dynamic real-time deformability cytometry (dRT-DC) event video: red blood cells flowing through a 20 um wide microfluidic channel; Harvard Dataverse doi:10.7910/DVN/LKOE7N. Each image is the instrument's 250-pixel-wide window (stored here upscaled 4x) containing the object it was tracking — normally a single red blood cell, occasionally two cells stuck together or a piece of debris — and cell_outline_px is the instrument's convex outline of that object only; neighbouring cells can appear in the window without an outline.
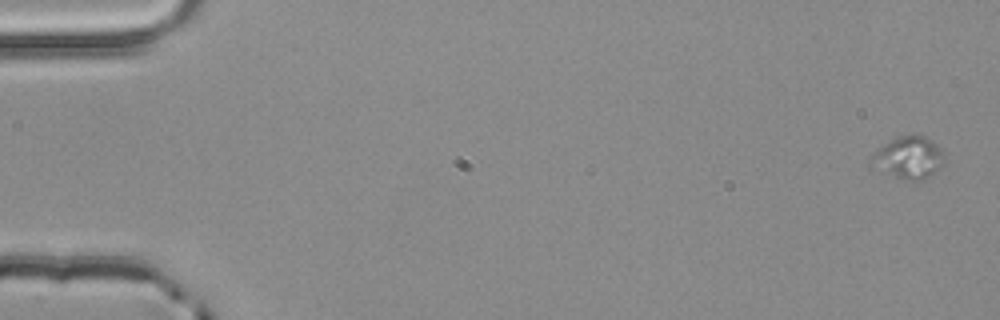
{"species": "common noctule bat (a hibernating species)", "species_latin": "Nyctalus noctula", "temperature_condition": "room temperature", "stored_images_in_passage": 5, "camera_frame_rate_fps": 3000, "um_per_image_px": 0.085, "animal": {"sex": "male", "body_mass_g": 20.4}, "frame": {"image": 1, "passage_image": 1, "time_ms": 0.0, "image_size_px": [1000, 320], "cell_outline_px": [[944, 164], [924, 180], [904, 180], [868, 164], [872, 152], [884, 144], [900, 136], [924, 136], [932, 140], [940, 148], [944, 156]], "centroid_in_image_um": [77.22, 13.41], "position_along_channel_um": 7.8, "area_um2": 17.74}}